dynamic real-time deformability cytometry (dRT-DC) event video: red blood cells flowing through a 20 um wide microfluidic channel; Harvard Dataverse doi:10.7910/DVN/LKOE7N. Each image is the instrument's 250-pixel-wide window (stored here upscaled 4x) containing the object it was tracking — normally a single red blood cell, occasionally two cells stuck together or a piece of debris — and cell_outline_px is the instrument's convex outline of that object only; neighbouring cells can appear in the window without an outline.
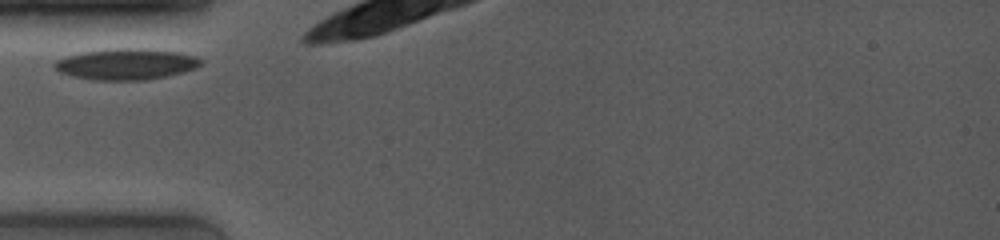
{"species": "common noctule bat (a hibernating species)", "species_latin": "Nyctalus noctula", "temperature_condition": "room temperature", "stored_images_in_passage": 5, "camera_frame_rate_fps": 4000, "um_per_image_px": 0.085, "animal": {"sex": "female", "body_mass_g": 19.0, "forearm_length_mm": 53.3}, "frame": {"image": 1, "passage_image": 1, "time_ms": 0.0, "image_size_px": [1000, 240], "cell_outline_px": [[204, 60], [196, 68], [184, 72], [148, 80], [92, 80], [72, 76], [60, 72], [52, 64], [56, 60], [64, 56], [80, 52], [116, 48], [144, 48], [180, 52], [196, 56]], "centroid_in_image_um": [10.73, 5.44], "position_along_channel_um": 74.3, "area_um2": 26.82}}